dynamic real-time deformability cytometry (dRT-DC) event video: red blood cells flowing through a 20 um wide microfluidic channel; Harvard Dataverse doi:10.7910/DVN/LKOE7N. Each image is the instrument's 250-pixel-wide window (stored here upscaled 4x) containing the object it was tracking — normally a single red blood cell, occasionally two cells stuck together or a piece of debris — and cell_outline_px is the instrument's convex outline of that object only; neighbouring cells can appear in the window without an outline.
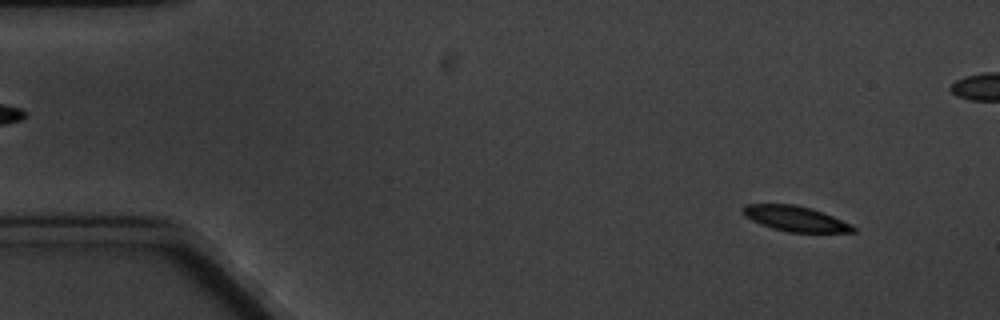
{"species": "common noctule bat (a hibernating species)", "species_latin": "Nyctalus noctula", "temperature_condition": "cold", "stored_images_in_passage": 7, "camera_frame_rate_fps": 3000, "um_per_image_px": 0.085, "animal": {"sex": "male", "body_mass_g": 20.1, "forearm_length_mm": 53.5}, "frame": {"image": 1, "passage_image": 1, "time_ms": 0.0, "image_size_px": [1000, 320], "cell_outline_px": [[856, 232], [788, 232], [772, 228], [760, 224], [744, 216], [740, 212], [740, 208], [744, 204], [792, 204], [808, 208], [832, 216], [852, 224], [856, 228]], "centroid_in_image_um": [67.54, 18.59], "position_along_channel_um": 17.5, "area_um2": 16.18}}
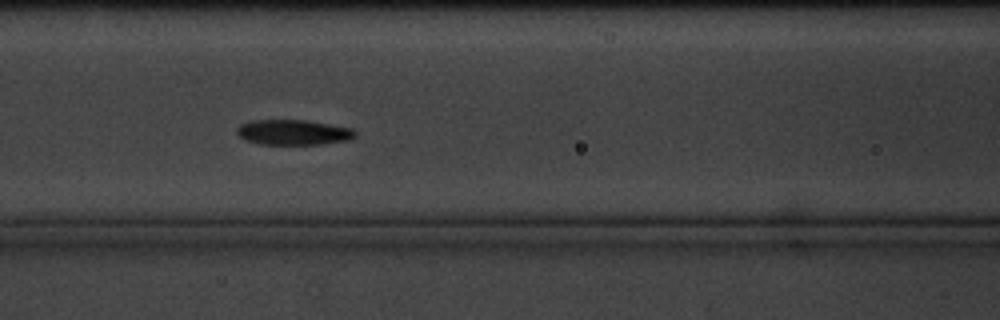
{"frame": {"image": 2, "passage_image": 7, "time_ms": 6.667, "image_size_px": [1000, 320], "cell_outline_px": [[356, 136], [348, 140], [320, 144], [260, 144], [244, 140], [236, 132], [236, 128], [240, 124], [252, 120], [304, 120], [352, 128], [356, 132]], "centroid_in_image_um": [24.9, 11.24], "position_along_channel_um": 141.7, "area_um2": 17.34}}